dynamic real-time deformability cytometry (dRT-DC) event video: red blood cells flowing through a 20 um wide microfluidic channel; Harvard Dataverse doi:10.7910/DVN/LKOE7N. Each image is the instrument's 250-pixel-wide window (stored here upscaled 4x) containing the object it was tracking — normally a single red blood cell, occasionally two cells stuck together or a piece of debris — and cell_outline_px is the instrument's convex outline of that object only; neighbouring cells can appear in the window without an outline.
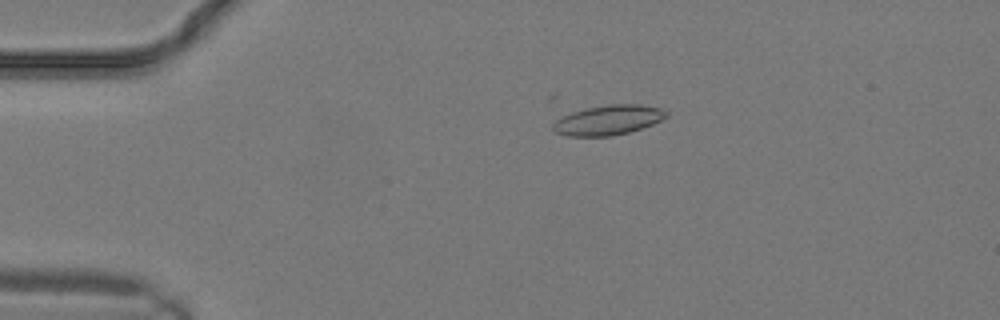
{"species": "common noctule bat (a hibernating species)", "species_latin": "Nyctalus noctula", "temperature_condition": "warm", "stored_images_in_passage": 6, "camera_frame_rate_fps": 3000, "um_per_image_px": 0.085, "animal": {"sex": "male", "body_mass_g": 19.2, "forearm_length_mm": 51.8}, "frame": {"image": 1, "passage_image": 1, "time_ms": 0.0, "image_size_px": [1000, 320], "cell_outline_px": [[668, 116], [652, 124], [628, 132], [612, 136], [568, 136], [556, 132], [552, 128], [552, 124], [556, 120], [572, 112], [588, 108], [608, 104], [640, 104], [660, 108], [668, 112]], "centroid_in_image_um": [51.7, 10.2], "position_along_channel_um": 33.3, "area_um2": 19.48}}